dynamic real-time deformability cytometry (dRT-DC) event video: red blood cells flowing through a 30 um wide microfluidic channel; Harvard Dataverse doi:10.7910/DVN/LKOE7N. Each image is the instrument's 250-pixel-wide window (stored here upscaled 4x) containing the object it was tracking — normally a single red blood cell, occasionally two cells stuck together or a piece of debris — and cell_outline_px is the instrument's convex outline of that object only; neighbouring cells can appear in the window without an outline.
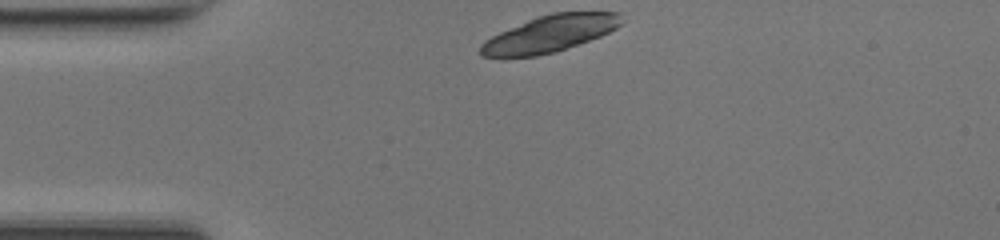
{"species": "common noctule bat (a hibernating species)", "species_latin": "Nyctalus noctula", "temperature_condition": "room temperature", "stored_images_in_passage": 33, "camera_frame_rate_fps": 3000, "um_per_image_px": 0.085, "animal": {"sex": "female", "body_mass_g": 17.0, "forearm_length_mm": 48.0}, "frame": {"image": 1, "passage_image": 1, "time_ms": 0.0, "image_size_px": [1000, 240], "cell_outline_px": [[620, 24], [616, 28], [600, 36], [556, 52], [536, 56], [480, 56], [480, 44], [484, 40], [500, 32], [536, 16], [552, 12], [620, 12]], "centroid_in_image_um": [46.72, 2.86], "position_along_channel_um": 38.3, "area_um2": 29.77}}